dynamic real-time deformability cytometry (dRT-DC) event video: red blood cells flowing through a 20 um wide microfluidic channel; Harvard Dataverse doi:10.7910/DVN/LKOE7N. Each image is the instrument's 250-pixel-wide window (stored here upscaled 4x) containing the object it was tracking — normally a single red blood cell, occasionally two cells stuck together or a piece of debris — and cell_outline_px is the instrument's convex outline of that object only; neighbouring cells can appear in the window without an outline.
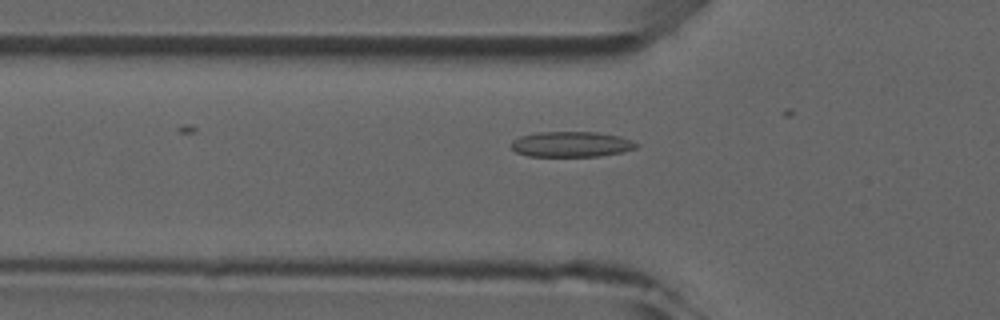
{"species": "common noctule bat (a hibernating species)", "species_latin": "Nyctalus noctula", "temperature_condition": "room temperature", "stored_images_in_passage": 5, "camera_frame_rate_fps": 3000, "um_per_image_px": 0.085, "animal": {"sex": "male", "forearm_length_mm": 52.5}, "frame": {"image": 1, "passage_image": 5, "time_ms": 4.667, "image_size_px": [1000, 320], "cell_outline_px": [[640, 144], [636, 148], [620, 152], [600, 156], [528, 156], [516, 152], [512, 148], [512, 140], [520, 136], [536, 132], [596, 132], [620, 136]], "centroid_in_image_um": [48.55, 12.26], "position_along_channel_um": 77.2, "area_um2": 18.5}}